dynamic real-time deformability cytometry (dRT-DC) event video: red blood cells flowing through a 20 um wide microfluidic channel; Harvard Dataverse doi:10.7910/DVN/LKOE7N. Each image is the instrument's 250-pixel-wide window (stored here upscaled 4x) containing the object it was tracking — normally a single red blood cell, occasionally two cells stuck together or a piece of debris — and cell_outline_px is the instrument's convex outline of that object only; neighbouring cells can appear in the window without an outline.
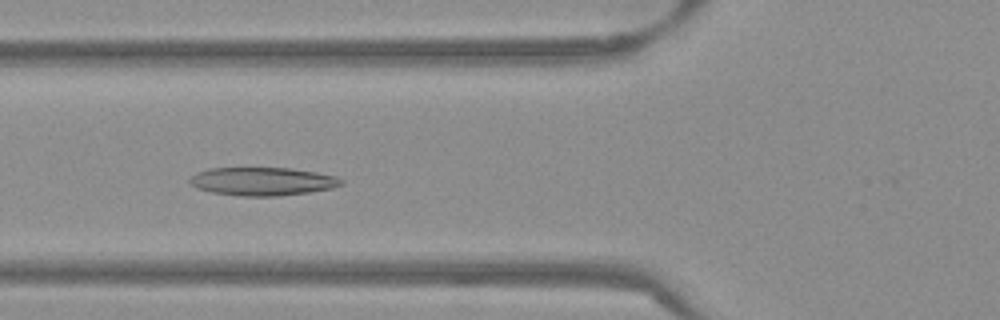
{"species": "Egyptian fruit bat (a non-hibernating species)", "species_latin": "Rousettus aegyptiacus", "temperature_condition": "warm", "stored_images_in_passage": 40, "camera_frame_rate_fps": 3000, "um_per_image_px": 0.085, "frame": {"image": 1, "passage_image": 14, "time_ms": 4.333, "image_size_px": [1000, 320], "cell_outline_px": [[344, 184], [332, 188], [308, 192], [280, 196], [240, 196], [212, 192], [196, 188], [188, 180], [196, 172], [208, 168], [292, 168], [316, 172], [336, 176], [344, 180]], "centroid_in_image_um": [22.32, 15.41], "position_along_channel_um": 103.5, "area_um2": 25.03}}
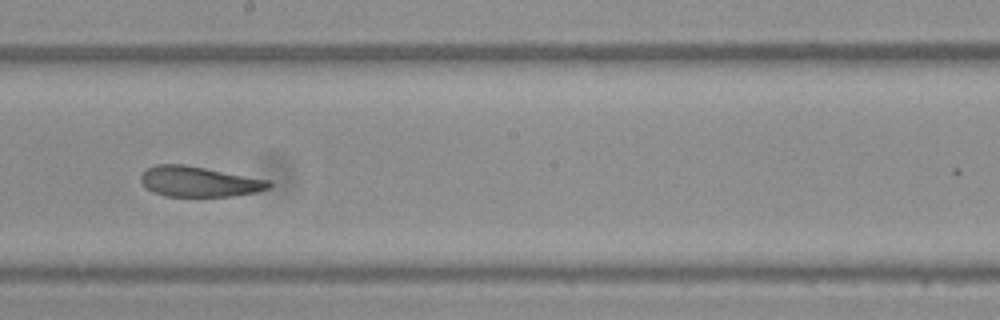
{"frame": {"image": 2, "passage_image": 24, "time_ms": 7.667, "image_size_px": [1000, 320], "cell_outline_px": [[272, 184], [268, 188], [256, 192], [232, 196], [164, 196], [152, 192], [140, 180], [140, 176], [148, 168], [156, 164], [184, 164], [272, 180]], "centroid_in_image_um": [16.94, 15.43], "position_along_channel_um": 231.3, "area_um2": 22.66}}
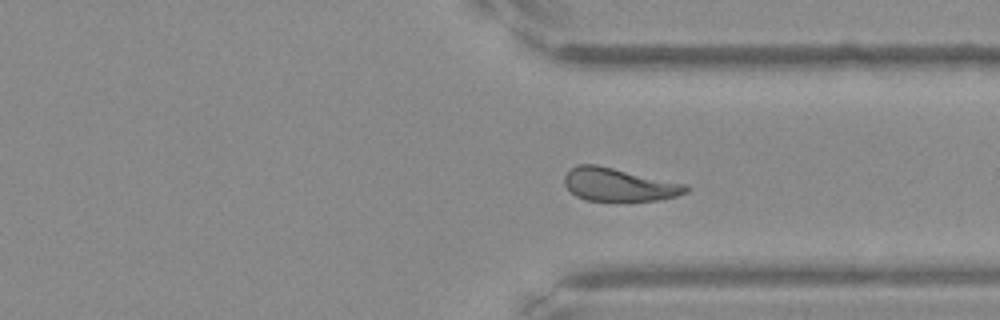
{"frame": {"image": 3, "passage_image": 34, "time_ms": 11.0, "image_size_px": [1000, 320], "cell_outline_px": [[688, 192], [676, 196], [660, 200], [584, 200], [576, 196], [564, 184], [564, 176], [568, 168], [576, 164], [596, 164], [688, 184]], "centroid_in_image_um": [52.59, 15.67], "position_along_channel_um": 358.8, "area_um2": 23.52}, "authors_computed_cell_mechanics": {"area_um2": 24.3627, "velocity_mm_per_s": 3.8216, "shape_relaxation_time_tau1_ms": 6.3552, "shape_relaxation_time_tau2_ms": 1.9672, "deformation_change_tau1": 0.1631, "deformation_change_tau2": 0.0977}}